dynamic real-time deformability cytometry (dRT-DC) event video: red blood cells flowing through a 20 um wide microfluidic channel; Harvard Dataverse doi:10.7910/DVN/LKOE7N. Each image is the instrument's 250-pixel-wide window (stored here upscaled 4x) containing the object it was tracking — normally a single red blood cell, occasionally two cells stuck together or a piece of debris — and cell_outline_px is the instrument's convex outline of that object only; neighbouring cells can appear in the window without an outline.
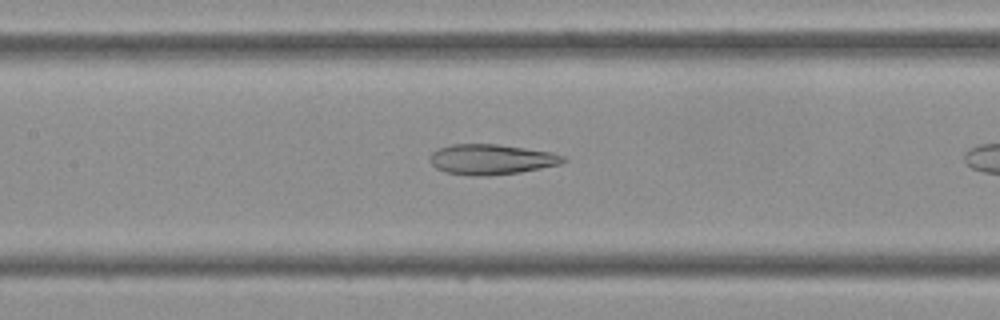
{"species": "Egyptian fruit bat (a non-hibernating species)", "species_latin": "Rousettus aegyptiacus", "temperature_condition": "cold", "stored_images_in_passage": 10, "camera_frame_rate_fps": 3000, "um_per_image_px": 0.085, "frame": {"image": 1, "passage_image": 9, "time_ms": 2.667, "image_size_px": [1000, 320], "cell_outline_px": [[568, 160], [560, 164], [520, 172], [488, 176], [472, 176], [444, 172], [436, 168], [428, 160], [428, 156], [432, 152], [440, 148], [452, 144], [496, 144], [552, 152], [564, 156]], "centroid_in_image_um": [41.73, 13.55], "position_along_channel_um": 165.7, "area_um2": 23.64}}